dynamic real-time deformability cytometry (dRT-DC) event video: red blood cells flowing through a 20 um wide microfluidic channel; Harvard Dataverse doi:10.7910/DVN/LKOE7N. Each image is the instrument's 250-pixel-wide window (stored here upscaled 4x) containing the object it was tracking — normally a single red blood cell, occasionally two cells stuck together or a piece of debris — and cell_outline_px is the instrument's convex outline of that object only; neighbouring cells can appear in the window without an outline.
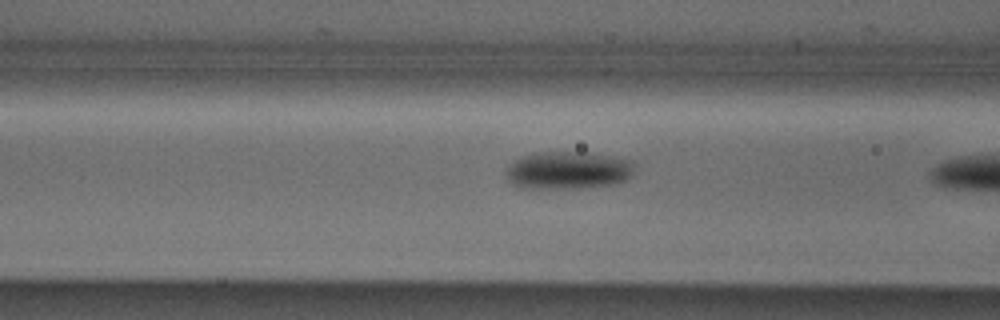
{"species": "Egyptian fruit bat (a non-hibernating species)", "species_latin": "Rousettus aegyptiacus", "temperature_condition": "cold", "stored_images_in_passage": 10, "camera_frame_rate_fps": 3000, "um_per_image_px": 0.085, "animal": {"sex": "male"}, "frame": {"image": 1, "passage_image": 9, "time_ms": 2.667, "image_size_px": [1000, 320], "cell_outline_px": [[632, 176], [624, 180], [612, 184], [580, 188], [524, 188], [512, 184], [508, 180], [504, 172], [520, 156], [536, 152], [588, 152], [632, 160]], "centroid_in_image_um": [48.25, 14.47], "position_along_channel_um": 118.3, "area_um2": 28.15}}